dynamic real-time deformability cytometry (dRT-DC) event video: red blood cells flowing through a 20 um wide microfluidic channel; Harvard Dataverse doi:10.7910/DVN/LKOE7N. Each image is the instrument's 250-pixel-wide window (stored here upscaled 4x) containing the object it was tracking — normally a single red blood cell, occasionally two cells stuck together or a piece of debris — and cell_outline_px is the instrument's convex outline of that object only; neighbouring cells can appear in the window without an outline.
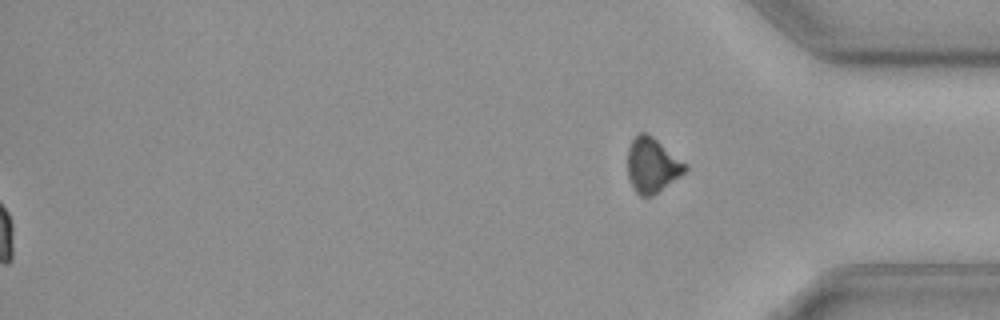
{"species": "common noctule bat (a hibernating species)", "species_latin": "Nyctalus noctula", "temperature_condition": "cold", "stored_images_in_passage": 60, "segment_of_instrument_passage": [2, 2], "camera_frame_rate_fps": 3000, "um_per_image_px": 0.085, "animal": {"sex": "female", "body_mass_g": 19.3, "forearm_length_mm": 54.1}, "frame": {"image": 1, "passage_image": 60, "time_ms": 19.667, "image_size_px": [1000, 320], "cell_outline_px": [[688, 168], [680, 176], [652, 196], [640, 196], [636, 192], [628, 176], [628, 148], [632, 140], [640, 132], [644, 132], [652, 136], [688, 164]], "centroid_in_image_um": [55.44, 14.04], "position_along_channel_um": 379.8, "area_um2": 18.21}}